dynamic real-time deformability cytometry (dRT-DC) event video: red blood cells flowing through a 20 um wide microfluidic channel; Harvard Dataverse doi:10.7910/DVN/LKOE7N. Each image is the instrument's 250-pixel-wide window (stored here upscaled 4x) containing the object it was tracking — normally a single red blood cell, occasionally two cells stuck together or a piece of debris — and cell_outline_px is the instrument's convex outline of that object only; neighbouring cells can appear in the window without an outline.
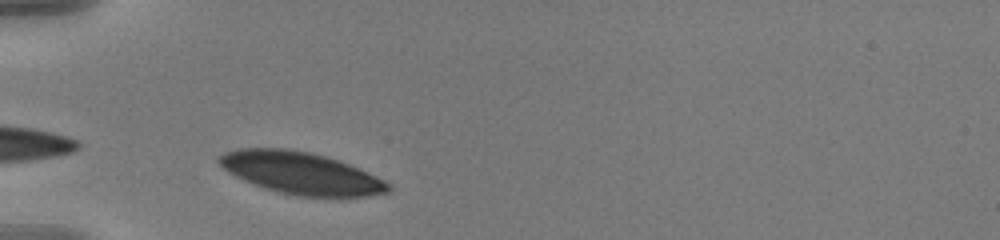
{"species": "human", "species_latin": "Homo sapiens", "temperature_condition": "warm", "stored_images_in_passage": 35, "camera_frame_rate_fps": 3000, "um_per_image_px": 0.085, "donor": {"sex": "male"}, "frame": {"image": 1, "passage_image": 2, "time_ms": 0.333, "image_size_px": [1000, 240], "cell_outline_px": [[392, 188], [388, 192], [368, 196], [340, 200], [296, 196], [264, 188], [244, 180], [228, 172], [216, 160], [216, 156], [224, 152], [236, 148], [288, 148], [312, 152], [328, 156], [340, 160], [384, 180], [392, 184]], "centroid_in_image_um": [25.63, 14.74], "position_along_channel_um": 59.4, "area_um2": 42.66}}
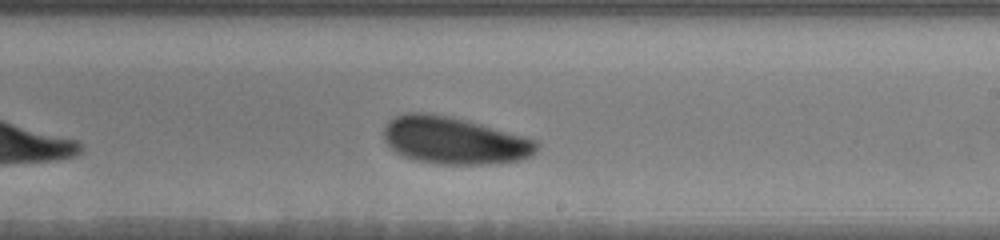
{"frame": {"image": 2, "passage_image": 19, "time_ms": 6.0, "image_size_px": [1000, 240], "cell_outline_px": [[540, 144], [536, 152], [532, 156], [520, 160], [492, 164], [436, 164], [412, 160], [396, 152], [384, 140], [384, 124], [388, 120], [404, 112], [428, 112], [448, 116], [480, 124], [524, 136], [536, 140]], "centroid_in_image_um": [38.59, 11.95], "position_along_channel_um": 250.4, "area_um2": 42.37}}
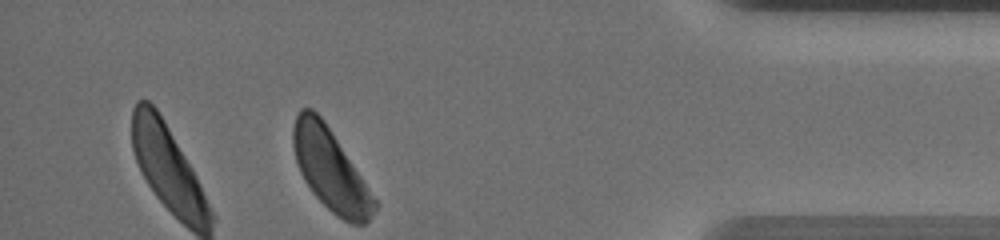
{"frame": {"image": 3, "passage_image": 35, "time_ms": 11.333, "image_size_px": [1000, 240], "cell_outline_px": [[380, 204], [368, 224], [352, 224], [336, 216], [312, 192], [304, 180], [300, 172], [296, 160], [292, 144], [292, 128], [296, 116], [300, 108], [312, 108], [324, 120]], "centroid_in_image_um": [28.11, 14.45], "position_along_channel_um": 407.1, "area_um2": 38.73}, "authors_computed_cell_mechanics": {"area_um2": 42.3674, "velocity_mm_per_s": 3.565, "shape_relaxation_time_tau1_ms": 1.3702, "shape_relaxation_time_tau2_ms": null, "deformation_change_tau1": 0.0727, "deformation_change_tau2": null}}